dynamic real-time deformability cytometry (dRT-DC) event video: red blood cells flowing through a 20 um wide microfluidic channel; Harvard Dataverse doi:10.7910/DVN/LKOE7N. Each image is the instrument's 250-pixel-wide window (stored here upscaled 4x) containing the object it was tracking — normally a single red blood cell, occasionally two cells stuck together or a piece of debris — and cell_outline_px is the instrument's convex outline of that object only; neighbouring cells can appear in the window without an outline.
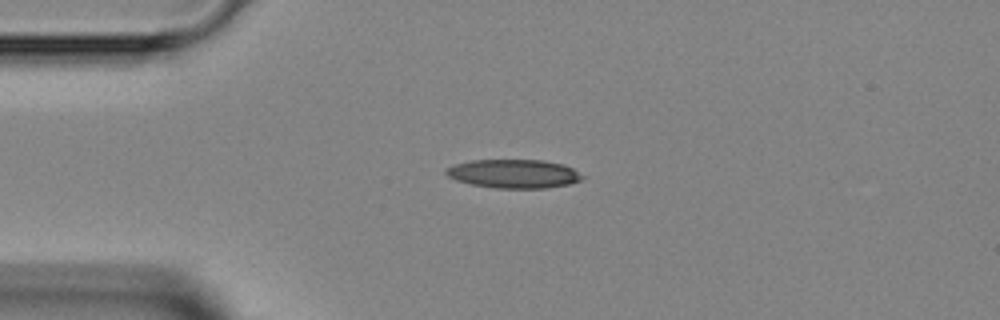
{"species": "Egyptian fruit bat (a non-hibernating species)", "species_latin": "Rousettus aegyptiacus", "temperature_condition": "room temperature", "stored_images_in_passage": 2, "camera_frame_rate_fps": 3000, "um_per_image_px": 0.085, "animal": {"sex": "female"}, "frame": {"image": 1, "passage_image": 1, "time_ms": 0.0, "image_size_px": [1000, 320], "cell_outline_px": [[584, 176], [580, 180], [568, 184], [548, 188], [496, 188], [472, 184], [456, 180], [448, 176], [444, 172], [444, 168], [456, 164], [472, 160], [544, 160], [564, 164], [572, 168]], "centroid_in_image_um": [43.66, 14.76], "position_along_channel_um": 41.3, "area_um2": 22.77}}